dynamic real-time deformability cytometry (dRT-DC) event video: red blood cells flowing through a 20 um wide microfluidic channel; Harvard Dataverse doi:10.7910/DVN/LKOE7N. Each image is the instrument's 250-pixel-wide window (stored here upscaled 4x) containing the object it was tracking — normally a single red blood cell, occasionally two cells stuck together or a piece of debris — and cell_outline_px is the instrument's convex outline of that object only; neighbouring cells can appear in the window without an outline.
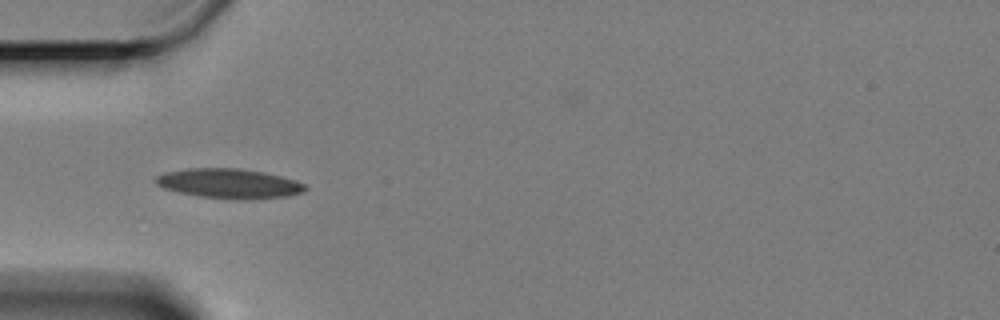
{"species": "Egyptian fruit bat (a non-hibernating species)", "species_latin": "Rousettus aegyptiacus", "temperature_condition": "cold", "stored_images_in_passage": 43, "camera_frame_rate_fps": 3000, "um_per_image_px": 0.085, "animal": {"sex": "female"}, "frame": {"image": 1, "passage_image": 1, "time_ms": 0.0, "image_size_px": [1000, 320], "cell_outline_px": [[308, 188], [304, 192], [288, 196], [236, 200], [200, 196], [180, 192], [164, 188], [156, 184], [156, 176], [164, 172], [188, 168], [236, 168], [264, 172], [296, 180], [304, 184]], "centroid_in_image_um": [19.49, 15.59], "position_along_channel_um": 65.5, "area_um2": 25.78}}
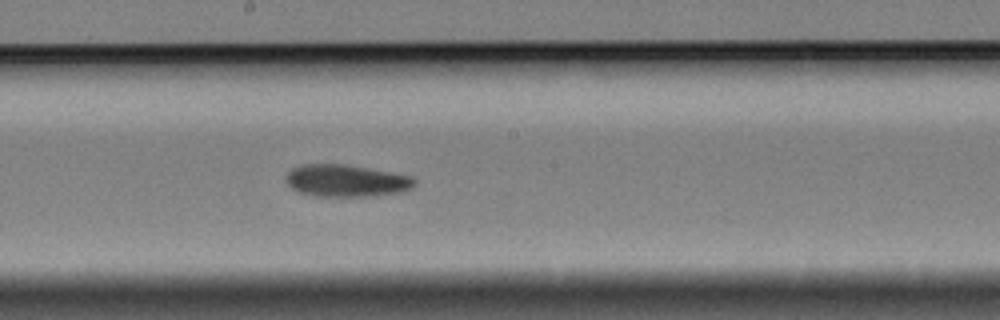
{"frame": {"image": 2, "passage_image": 15, "time_ms": 4.667, "image_size_px": [1000, 320], "cell_outline_px": [[416, 184], [412, 188], [404, 192], [380, 196], [316, 196], [300, 192], [292, 188], [288, 184], [284, 176], [292, 168], [300, 164], [344, 164], [412, 176], [416, 180]], "centroid_in_image_um": [29.45, 15.37], "position_along_channel_um": 218.7, "area_um2": 24.28}}
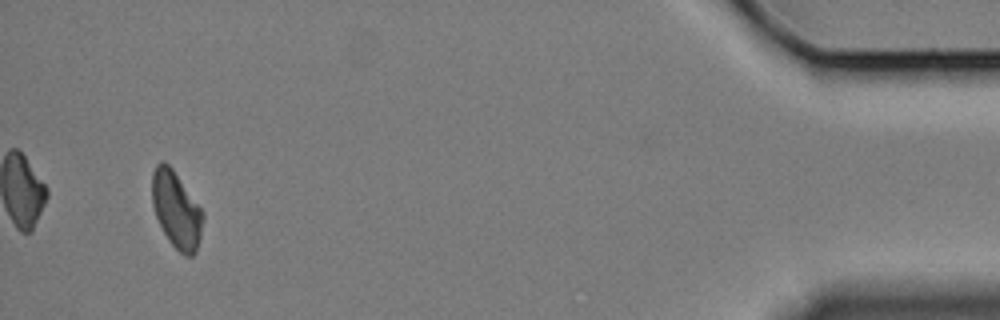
{"frame": {"image": 3, "passage_image": 40, "time_ms": 13.0, "image_size_px": [1000, 320], "cell_outline_px": [[204, 216], [200, 236], [196, 252], [192, 256], [184, 256], [172, 244], [164, 232], [156, 216], [152, 204], [152, 172], [156, 164], [164, 160], [172, 168], [200, 208]], "centroid_in_image_um": [14.97, 17.83], "position_along_channel_um": 420.2, "area_um2": 22.31}, "authors_computed_cell_mechanics": {"area_um2": 23.5824, "velocity_mm_per_s": 3.2806, "shape_relaxation_time_tau1_ms": 8.4384, "shape_relaxation_time_tau2_ms": null, "deformation_change_tau1": 0.1751, "deformation_change_tau2": null}}